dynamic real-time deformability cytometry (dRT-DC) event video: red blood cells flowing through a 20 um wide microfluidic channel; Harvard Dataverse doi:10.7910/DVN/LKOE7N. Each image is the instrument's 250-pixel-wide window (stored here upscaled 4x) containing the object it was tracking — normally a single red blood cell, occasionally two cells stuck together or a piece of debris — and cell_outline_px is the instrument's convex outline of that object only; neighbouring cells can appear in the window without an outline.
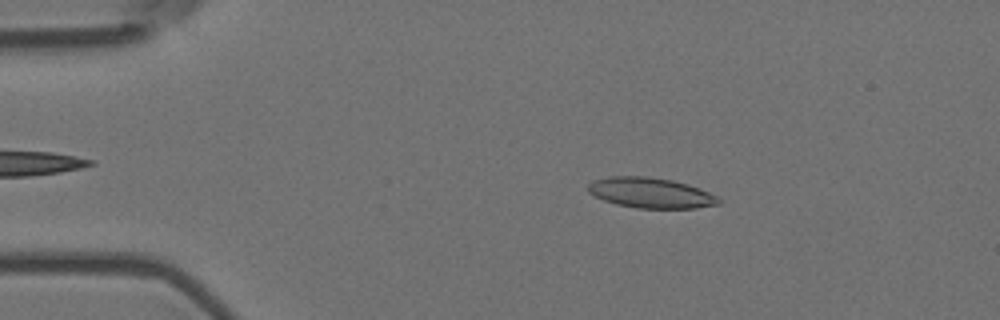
{"species": "Egyptian fruit bat (a non-hibernating species)", "species_latin": "Rousettus aegyptiacus", "temperature_condition": "room temperature", "stored_images_in_passage": 39, "camera_frame_rate_fps": 3000, "um_per_image_px": 0.085, "animal": {"sex": "female"}, "frame": {"image": 1, "passage_image": 1, "time_ms": 0.0, "image_size_px": [1000, 320], "cell_outline_px": [[724, 200], [720, 204], [696, 208], [636, 208], [616, 204], [604, 200], [588, 192], [588, 184], [592, 180], [608, 176], [648, 176], [672, 180], [688, 184], [708, 192]], "centroid_in_image_um": [55.31, 16.39], "position_along_channel_um": 29.7, "area_um2": 23.24}}
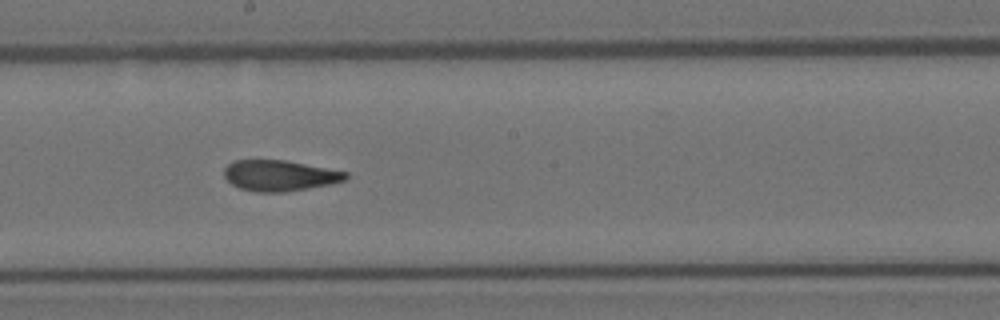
{"frame": {"image": 2, "passage_image": 22, "time_ms": 7.0, "image_size_px": [1000, 320], "cell_outline_px": [[348, 176], [344, 180], [328, 184], [308, 188], [284, 192], [256, 192], [240, 188], [232, 184], [224, 176], [224, 168], [228, 164], [236, 160], [284, 160], [348, 172]], "centroid_in_image_um": [23.74, 14.92], "position_along_channel_um": 224.5, "area_um2": 21.56}}
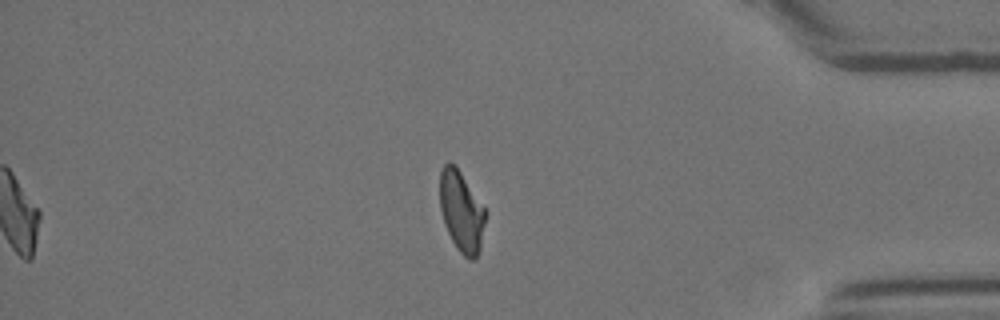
{"frame": {"image": 3, "passage_image": 39, "time_ms": 12.667, "image_size_px": [1000, 320], "cell_outline_px": [[488, 212], [480, 248], [476, 256], [472, 260], [468, 260], [456, 248], [444, 224], [440, 208], [440, 172], [444, 164], [448, 160], [456, 164]], "centroid_in_image_um": [39.24, 17.94], "position_along_channel_um": 396.0, "area_um2": 21.91}, "authors_computed_cell_mechanics": {"area_um2": 22.4842, "velocity_mm_per_s": 3.5724, "shape_relaxation_time_tau1_ms": null, "shape_relaxation_time_tau2_ms": 2.1015, "deformation_change_tau1": null, "deformation_change_tau2": 0.0837}}